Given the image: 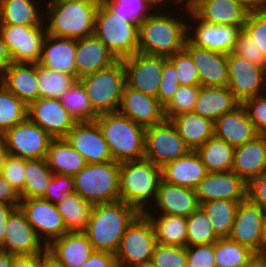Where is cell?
Returning a JSON list of instances; mask_svg holds the SVG:
<instances>
[{"mask_svg": "<svg viewBox=\"0 0 266 267\" xmlns=\"http://www.w3.org/2000/svg\"><path fill=\"white\" fill-rule=\"evenodd\" d=\"M89 97L93 113L98 116L118 112L126 84L122 60L78 79Z\"/></svg>", "mask_w": 266, "mask_h": 267, "instance_id": "7", "label": "cell"}, {"mask_svg": "<svg viewBox=\"0 0 266 267\" xmlns=\"http://www.w3.org/2000/svg\"><path fill=\"white\" fill-rule=\"evenodd\" d=\"M161 76V84L157 99L163 106H165L180 86L177 79V71L174 65L166 57H163V69Z\"/></svg>", "mask_w": 266, "mask_h": 267, "instance_id": "53", "label": "cell"}, {"mask_svg": "<svg viewBox=\"0 0 266 267\" xmlns=\"http://www.w3.org/2000/svg\"><path fill=\"white\" fill-rule=\"evenodd\" d=\"M116 61L95 34L76 39L77 80L85 75L105 69Z\"/></svg>", "mask_w": 266, "mask_h": 267, "instance_id": "27", "label": "cell"}, {"mask_svg": "<svg viewBox=\"0 0 266 267\" xmlns=\"http://www.w3.org/2000/svg\"><path fill=\"white\" fill-rule=\"evenodd\" d=\"M242 3L250 11L266 8V0H235Z\"/></svg>", "mask_w": 266, "mask_h": 267, "instance_id": "66", "label": "cell"}, {"mask_svg": "<svg viewBox=\"0 0 266 267\" xmlns=\"http://www.w3.org/2000/svg\"><path fill=\"white\" fill-rule=\"evenodd\" d=\"M39 98L61 99L78 80L69 74L50 70L37 63Z\"/></svg>", "mask_w": 266, "mask_h": 267, "instance_id": "42", "label": "cell"}, {"mask_svg": "<svg viewBox=\"0 0 266 267\" xmlns=\"http://www.w3.org/2000/svg\"><path fill=\"white\" fill-rule=\"evenodd\" d=\"M5 233V241L0 246L1 252L37 256L46 248L19 207L8 218Z\"/></svg>", "mask_w": 266, "mask_h": 267, "instance_id": "20", "label": "cell"}, {"mask_svg": "<svg viewBox=\"0 0 266 267\" xmlns=\"http://www.w3.org/2000/svg\"><path fill=\"white\" fill-rule=\"evenodd\" d=\"M266 264V256L256 254L250 261L238 267H263Z\"/></svg>", "mask_w": 266, "mask_h": 267, "instance_id": "67", "label": "cell"}, {"mask_svg": "<svg viewBox=\"0 0 266 267\" xmlns=\"http://www.w3.org/2000/svg\"><path fill=\"white\" fill-rule=\"evenodd\" d=\"M113 13L140 25L155 9L150 0H107L104 3ZM154 8V9H153Z\"/></svg>", "mask_w": 266, "mask_h": 267, "instance_id": "46", "label": "cell"}, {"mask_svg": "<svg viewBox=\"0 0 266 267\" xmlns=\"http://www.w3.org/2000/svg\"><path fill=\"white\" fill-rule=\"evenodd\" d=\"M167 59L174 65L180 85L200 86L198 70L194 66L190 54L185 49L167 57Z\"/></svg>", "mask_w": 266, "mask_h": 267, "instance_id": "49", "label": "cell"}, {"mask_svg": "<svg viewBox=\"0 0 266 267\" xmlns=\"http://www.w3.org/2000/svg\"><path fill=\"white\" fill-rule=\"evenodd\" d=\"M118 112L145 128L161 123L166 119L164 106L157 98L145 95L126 84L123 88Z\"/></svg>", "mask_w": 266, "mask_h": 267, "instance_id": "23", "label": "cell"}, {"mask_svg": "<svg viewBox=\"0 0 266 267\" xmlns=\"http://www.w3.org/2000/svg\"><path fill=\"white\" fill-rule=\"evenodd\" d=\"M46 4L47 34L74 39L94 34L99 4L90 0H49Z\"/></svg>", "mask_w": 266, "mask_h": 267, "instance_id": "2", "label": "cell"}, {"mask_svg": "<svg viewBox=\"0 0 266 267\" xmlns=\"http://www.w3.org/2000/svg\"><path fill=\"white\" fill-rule=\"evenodd\" d=\"M19 208L46 247L67 233L62 216L52 202L43 198L21 199Z\"/></svg>", "mask_w": 266, "mask_h": 267, "instance_id": "15", "label": "cell"}, {"mask_svg": "<svg viewBox=\"0 0 266 267\" xmlns=\"http://www.w3.org/2000/svg\"><path fill=\"white\" fill-rule=\"evenodd\" d=\"M27 117L53 139L65 138L77 122L61 99L38 98L28 105Z\"/></svg>", "mask_w": 266, "mask_h": 267, "instance_id": "18", "label": "cell"}, {"mask_svg": "<svg viewBox=\"0 0 266 267\" xmlns=\"http://www.w3.org/2000/svg\"><path fill=\"white\" fill-rule=\"evenodd\" d=\"M200 203L224 199L243 201L247 198V183L235 172H208L194 189Z\"/></svg>", "mask_w": 266, "mask_h": 267, "instance_id": "21", "label": "cell"}, {"mask_svg": "<svg viewBox=\"0 0 266 267\" xmlns=\"http://www.w3.org/2000/svg\"><path fill=\"white\" fill-rule=\"evenodd\" d=\"M199 90L200 86L180 85L170 101L164 106L165 118L170 120L178 114L193 112Z\"/></svg>", "mask_w": 266, "mask_h": 267, "instance_id": "48", "label": "cell"}, {"mask_svg": "<svg viewBox=\"0 0 266 267\" xmlns=\"http://www.w3.org/2000/svg\"><path fill=\"white\" fill-rule=\"evenodd\" d=\"M149 218L155 233L156 243L187 247V218L177 215L160 214L158 217L144 212Z\"/></svg>", "mask_w": 266, "mask_h": 267, "instance_id": "36", "label": "cell"}, {"mask_svg": "<svg viewBox=\"0 0 266 267\" xmlns=\"http://www.w3.org/2000/svg\"><path fill=\"white\" fill-rule=\"evenodd\" d=\"M139 267H158V266L154 265L152 262H148V263L141 265Z\"/></svg>", "mask_w": 266, "mask_h": 267, "instance_id": "71", "label": "cell"}, {"mask_svg": "<svg viewBox=\"0 0 266 267\" xmlns=\"http://www.w3.org/2000/svg\"><path fill=\"white\" fill-rule=\"evenodd\" d=\"M239 202L217 199L199 204V208L209 218L213 230L219 238L230 236Z\"/></svg>", "mask_w": 266, "mask_h": 267, "instance_id": "39", "label": "cell"}, {"mask_svg": "<svg viewBox=\"0 0 266 267\" xmlns=\"http://www.w3.org/2000/svg\"><path fill=\"white\" fill-rule=\"evenodd\" d=\"M46 248L65 267H80L95 251L84 232H67Z\"/></svg>", "mask_w": 266, "mask_h": 267, "instance_id": "32", "label": "cell"}, {"mask_svg": "<svg viewBox=\"0 0 266 267\" xmlns=\"http://www.w3.org/2000/svg\"><path fill=\"white\" fill-rule=\"evenodd\" d=\"M12 63L10 54L7 47L0 35V77L3 75L4 70Z\"/></svg>", "mask_w": 266, "mask_h": 267, "instance_id": "64", "label": "cell"}, {"mask_svg": "<svg viewBox=\"0 0 266 267\" xmlns=\"http://www.w3.org/2000/svg\"><path fill=\"white\" fill-rule=\"evenodd\" d=\"M214 135L238 147L258 136L245 107L240 104L214 122Z\"/></svg>", "mask_w": 266, "mask_h": 267, "instance_id": "29", "label": "cell"}, {"mask_svg": "<svg viewBox=\"0 0 266 267\" xmlns=\"http://www.w3.org/2000/svg\"><path fill=\"white\" fill-rule=\"evenodd\" d=\"M25 184L19 193L21 199L43 198L47 186L53 177V172L45 159H25Z\"/></svg>", "mask_w": 266, "mask_h": 267, "instance_id": "41", "label": "cell"}, {"mask_svg": "<svg viewBox=\"0 0 266 267\" xmlns=\"http://www.w3.org/2000/svg\"><path fill=\"white\" fill-rule=\"evenodd\" d=\"M184 49L190 54L198 70L200 86H228L227 54L196 47L188 40Z\"/></svg>", "mask_w": 266, "mask_h": 267, "instance_id": "24", "label": "cell"}, {"mask_svg": "<svg viewBox=\"0 0 266 267\" xmlns=\"http://www.w3.org/2000/svg\"><path fill=\"white\" fill-rule=\"evenodd\" d=\"M266 211L248 198L239 202L230 240L262 255L263 220Z\"/></svg>", "mask_w": 266, "mask_h": 267, "instance_id": "16", "label": "cell"}, {"mask_svg": "<svg viewBox=\"0 0 266 267\" xmlns=\"http://www.w3.org/2000/svg\"><path fill=\"white\" fill-rule=\"evenodd\" d=\"M0 35L12 63H38L47 35L43 22L40 26L0 25Z\"/></svg>", "mask_w": 266, "mask_h": 267, "instance_id": "10", "label": "cell"}, {"mask_svg": "<svg viewBox=\"0 0 266 267\" xmlns=\"http://www.w3.org/2000/svg\"><path fill=\"white\" fill-rule=\"evenodd\" d=\"M139 214L122 200L93 205L84 233L95 251L116 254L127 227Z\"/></svg>", "mask_w": 266, "mask_h": 267, "instance_id": "1", "label": "cell"}, {"mask_svg": "<svg viewBox=\"0 0 266 267\" xmlns=\"http://www.w3.org/2000/svg\"><path fill=\"white\" fill-rule=\"evenodd\" d=\"M190 150L170 120L165 119L146 128L144 158L155 165L162 167L186 155Z\"/></svg>", "mask_w": 266, "mask_h": 267, "instance_id": "11", "label": "cell"}, {"mask_svg": "<svg viewBox=\"0 0 266 267\" xmlns=\"http://www.w3.org/2000/svg\"><path fill=\"white\" fill-rule=\"evenodd\" d=\"M90 1H93L97 4H104L107 0H90Z\"/></svg>", "mask_w": 266, "mask_h": 267, "instance_id": "72", "label": "cell"}, {"mask_svg": "<svg viewBox=\"0 0 266 267\" xmlns=\"http://www.w3.org/2000/svg\"><path fill=\"white\" fill-rule=\"evenodd\" d=\"M65 139L83 156L86 164L113 160L109 146L95 120L77 121Z\"/></svg>", "mask_w": 266, "mask_h": 267, "instance_id": "19", "label": "cell"}, {"mask_svg": "<svg viewBox=\"0 0 266 267\" xmlns=\"http://www.w3.org/2000/svg\"><path fill=\"white\" fill-rule=\"evenodd\" d=\"M234 147L227 141L213 135L195 151L207 172L232 171Z\"/></svg>", "mask_w": 266, "mask_h": 267, "instance_id": "38", "label": "cell"}, {"mask_svg": "<svg viewBox=\"0 0 266 267\" xmlns=\"http://www.w3.org/2000/svg\"><path fill=\"white\" fill-rule=\"evenodd\" d=\"M94 34L116 60H124L138 52L139 25L125 21L105 4H99Z\"/></svg>", "mask_w": 266, "mask_h": 267, "instance_id": "8", "label": "cell"}, {"mask_svg": "<svg viewBox=\"0 0 266 267\" xmlns=\"http://www.w3.org/2000/svg\"><path fill=\"white\" fill-rule=\"evenodd\" d=\"M63 106L76 121H92L97 117L85 89L79 81L62 96Z\"/></svg>", "mask_w": 266, "mask_h": 267, "instance_id": "45", "label": "cell"}, {"mask_svg": "<svg viewBox=\"0 0 266 267\" xmlns=\"http://www.w3.org/2000/svg\"><path fill=\"white\" fill-rule=\"evenodd\" d=\"M156 244L149 218L140 213L127 227L115 254L118 267H139L151 262Z\"/></svg>", "mask_w": 266, "mask_h": 267, "instance_id": "9", "label": "cell"}, {"mask_svg": "<svg viewBox=\"0 0 266 267\" xmlns=\"http://www.w3.org/2000/svg\"><path fill=\"white\" fill-rule=\"evenodd\" d=\"M156 209L164 215L189 217L199 208L194 189L168 184L160 180L155 200Z\"/></svg>", "mask_w": 266, "mask_h": 267, "instance_id": "30", "label": "cell"}, {"mask_svg": "<svg viewBox=\"0 0 266 267\" xmlns=\"http://www.w3.org/2000/svg\"><path fill=\"white\" fill-rule=\"evenodd\" d=\"M76 39L46 35L38 65L69 74L77 79Z\"/></svg>", "mask_w": 266, "mask_h": 267, "instance_id": "25", "label": "cell"}, {"mask_svg": "<svg viewBox=\"0 0 266 267\" xmlns=\"http://www.w3.org/2000/svg\"><path fill=\"white\" fill-rule=\"evenodd\" d=\"M161 180V167L150 160L126 161L120 163L119 194L120 200L144 213L147 203L156 200ZM146 207V208H145Z\"/></svg>", "mask_w": 266, "mask_h": 267, "instance_id": "5", "label": "cell"}, {"mask_svg": "<svg viewBox=\"0 0 266 267\" xmlns=\"http://www.w3.org/2000/svg\"><path fill=\"white\" fill-rule=\"evenodd\" d=\"M28 106L0 82V133L27 118Z\"/></svg>", "mask_w": 266, "mask_h": 267, "instance_id": "44", "label": "cell"}, {"mask_svg": "<svg viewBox=\"0 0 266 267\" xmlns=\"http://www.w3.org/2000/svg\"><path fill=\"white\" fill-rule=\"evenodd\" d=\"M20 194L0 175V203L20 205Z\"/></svg>", "mask_w": 266, "mask_h": 267, "instance_id": "60", "label": "cell"}, {"mask_svg": "<svg viewBox=\"0 0 266 267\" xmlns=\"http://www.w3.org/2000/svg\"><path fill=\"white\" fill-rule=\"evenodd\" d=\"M151 262L158 267H186V247L157 243L152 254Z\"/></svg>", "mask_w": 266, "mask_h": 267, "instance_id": "50", "label": "cell"}, {"mask_svg": "<svg viewBox=\"0 0 266 267\" xmlns=\"http://www.w3.org/2000/svg\"><path fill=\"white\" fill-rule=\"evenodd\" d=\"M262 255L266 256V214L263 220V235H262Z\"/></svg>", "mask_w": 266, "mask_h": 267, "instance_id": "70", "label": "cell"}, {"mask_svg": "<svg viewBox=\"0 0 266 267\" xmlns=\"http://www.w3.org/2000/svg\"><path fill=\"white\" fill-rule=\"evenodd\" d=\"M55 174L76 175L85 165L83 156L65 138L52 139L45 158Z\"/></svg>", "mask_w": 266, "mask_h": 267, "instance_id": "35", "label": "cell"}, {"mask_svg": "<svg viewBox=\"0 0 266 267\" xmlns=\"http://www.w3.org/2000/svg\"><path fill=\"white\" fill-rule=\"evenodd\" d=\"M38 267H65L47 248L37 255Z\"/></svg>", "mask_w": 266, "mask_h": 267, "instance_id": "62", "label": "cell"}, {"mask_svg": "<svg viewBox=\"0 0 266 267\" xmlns=\"http://www.w3.org/2000/svg\"><path fill=\"white\" fill-rule=\"evenodd\" d=\"M239 105L240 103L235 99L228 86H200L193 112L215 122Z\"/></svg>", "mask_w": 266, "mask_h": 267, "instance_id": "33", "label": "cell"}, {"mask_svg": "<svg viewBox=\"0 0 266 267\" xmlns=\"http://www.w3.org/2000/svg\"><path fill=\"white\" fill-rule=\"evenodd\" d=\"M231 53L266 68V58L257 47V44L243 30L240 31Z\"/></svg>", "mask_w": 266, "mask_h": 267, "instance_id": "52", "label": "cell"}, {"mask_svg": "<svg viewBox=\"0 0 266 267\" xmlns=\"http://www.w3.org/2000/svg\"><path fill=\"white\" fill-rule=\"evenodd\" d=\"M19 206L0 203V246L5 241L6 225L11 213Z\"/></svg>", "mask_w": 266, "mask_h": 267, "instance_id": "61", "label": "cell"}, {"mask_svg": "<svg viewBox=\"0 0 266 267\" xmlns=\"http://www.w3.org/2000/svg\"><path fill=\"white\" fill-rule=\"evenodd\" d=\"M122 62L126 85L145 95L157 98L161 84L163 56L137 52Z\"/></svg>", "mask_w": 266, "mask_h": 267, "instance_id": "14", "label": "cell"}, {"mask_svg": "<svg viewBox=\"0 0 266 267\" xmlns=\"http://www.w3.org/2000/svg\"><path fill=\"white\" fill-rule=\"evenodd\" d=\"M80 267H118L115 254L94 251Z\"/></svg>", "mask_w": 266, "mask_h": 267, "instance_id": "59", "label": "cell"}, {"mask_svg": "<svg viewBox=\"0 0 266 267\" xmlns=\"http://www.w3.org/2000/svg\"><path fill=\"white\" fill-rule=\"evenodd\" d=\"M11 267H38L37 256L13 255Z\"/></svg>", "mask_w": 266, "mask_h": 267, "instance_id": "63", "label": "cell"}, {"mask_svg": "<svg viewBox=\"0 0 266 267\" xmlns=\"http://www.w3.org/2000/svg\"><path fill=\"white\" fill-rule=\"evenodd\" d=\"M207 170L195 150L161 167V180L176 186L195 189Z\"/></svg>", "mask_w": 266, "mask_h": 267, "instance_id": "26", "label": "cell"}, {"mask_svg": "<svg viewBox=\"0 0 266 267\" xmlns=\"http://www.w3.org/2000/svg\"><path fill=\"white\" fill-rule=\"evenodd\" d=\"M186 267H216L214 261V243L187 246Z\"/></svg>", "mask_w": 266, "mask_h": 267, "instance_id": "57", "label": "cell"}, {"mask_svg": "<svg viewBox=\"0 0 266 267\" xmlns=\"http://www.w3.org/2000/svg\"><path fill=\"white\" fill-rule=\"evenodd\" d=\"M256 253L229 238H219L214 242L216 267H238L250 261Z\"/></svg>", "mask_w": 266, "mask_h": 267, "instance_id": "43", "label": "cell"}, {"mask_svg": "<svg viewBox=\"0 0 266 267\" xmlns=\"http://www.w3.org/2000/svg\"><path fill=\"white\" fill-rule=\"evenodd\" d=\"M247 198L266 211V171L247 183Z\"/></svg>", "mask_w": 266, "mask_h": 267, "instance_id": "58", "label": "cell"}, {"mask_svg": "<svg viewBox=\"0 0 266 267\" xmlns=\"http://www.w3.org/2000/svg\"><path fill=\"white\" fill-rule=\"evenodd\" d=\"M186 15H190L198 23L196 26L188 24V38L187 40L194 46L199 48H205L210 51H216L223 54H229L232 52L234 45L237 41V37L242 30L239 27H233L228 25H214L206 23L200 20L189 8L184 6ZM194 29V30H192ZM192 30V31H191ZM192 32V34H191ZM191 34V35H190Z\"/></svg>", "mask_w": 266, "mask_h": 267, "instance_id": "17", "label": "cell"}, {"mask_svg": "<svg viewBox=\"0 0 266 267\" xmlns=\"http://www.w3.org/2000/svg\"><path fill=\"white\" fill-rule=\"evenodd\" d=\"M9 155L45 159L52 137L28 117L4 133Z\"/></svg>", "mask_w": 266, "mask_h": 267, "instance_id": "12", "label": "cell"}, {"mask_svg": "<svg viewBox=\"0 0 266 267\" xmlns=\"http://www.w3.org/2000/svg\"><path fill=\"white\" fill-rule=\"evenodd\" d=\"M34 0H0V25L40 26L44 14Z\"/></svg>", "mask_w": 266, "mask_h": 267, "instance_id": "37", "label": "cell"}, {"mask_svg": "<svg viewBox=\"0 0 266 267\" xmlns=\"http://www.w3.org/2000/svg\"><path fill=\"white\" fill-rule=\"evenodd\" d=\"M8 155L4 134L0 133V175H2Z\"/></svg>", "mask_w": 266, "mask_h": 267, "instance_id": "65", "label": "cell"}, {"mask_svg": "<svg viewBox=\"0 0 266 267\" xmlns=\"http://www.w3.org/2000/svg\"><path fill=\"white\" fill-rule=\"evenodd\" d=\"M150 1L156 6V8L157 7L159 8L162 4L164 5V2H166V0H150ZM168 1L170 3H171V1H173L174 3H176V6H177V4L178 5L181 4L180 6H182L184 4H185L184 6H189V0H168Z\"/></svg>", "mask_w": 266, "mask_h": 267, "instance_id": "69", "label": "cell"}, {"mask_svg": "<svg viewBox=\"0 0 266 267\" xmlns=\"http://www.w3.org/2000/svg\"><path fill=\"white\" fill-rule=\"evenodd\" d=\"M232 171L246 183L266 171V136L258 135L245 144L235 147Z\"/></svg>", "mask_w": 266, "mask_h": 267, "instance_id": "28", "label": "cell"}, {"mask_svg": "<svg viewBox=\"0 0 266 267\" xmlns=\"http://www.w3.org/2000/svg\"><path fill=\"white\" fill-rule=\"evenodd\" d=\"M73 192V176L53 173V177L47 186V192L43 199L56 205Z\"/></svg>", "mask_w": 266, "mask_h": 267, "instance_id": "54", "label": "cell"}, {"mask_svg": "<svg viewBox=\"0 0 266 267\" xmlns=\"http://www.w3.org/2000/svg\"><path fill=\"white\" fill-rule=\"evenodd\" d=\"M13 254L0 251V267H11Z\"/></svg>", "mask_w": 266, "mask_h": 267, "instance_id": "68", "label": "cell"}, {"mask_svg": "<svg viewBox=\"0 0 266 267\" xmlns=\"http://www.w3.org/2000/svg\"><path fill=\"white\" fill-rule=\"evenodd\" d=\"M190 10L202 21L243 28L250 10L235 0H189Z\"/></svg>", "mask_w": 266, "mask_h": 267, "instance_id": "22", "label": "cell"}, {"mask_svg": "<svg viewBox=\"0 0 266 267\" xmlns=\"http://www.w3.org/2000/svg\"><path fill=\"white\" fill-rule=\"evenodd\" d=\"M170 121L191 150H196L214 135V122L194 112L178 114Z\"/></svg>", "mask_w": 266, "mask_h": 267, "instance_id": "34", "label": "cell"}, {"mask_svg": "<svg viewBox=\"0 0 266 267\" xmlns=\"http://www.w3.org/2000/svg\"><path fill=\"white\" fill-rule=\"evenodd\" d=\"M95 121L114 161L122 163L145 157V127L119 112L98 115Z\"/></svg>", "mask_w": 266, "mask_h": 267, "instance_id": "4", "label": "cell"}, {"mask_svg": "<svg viewBox=\"0 0 266 267\" xmlns=\"http://www.w3.org/2000/svg\"><path fill=\"white\" fill-rule=\"evenodd\" d=\"M67 232H84L93 205L76 192L56 204Z\"/></svg>", "mask_w": 266, "mask_h": 267, "instance_id": "40", "label": "cell"}, {"mask_svg": "<svg viewBox=\"0 0 266 267\" xmlns=\"http://www.w3.org/2000/svg\"><path fill=\"white\" fill-rule=\"evenodd\" d=\"M0 82L27 106L39 98L37 63H11Z\"/></svg>", "mask_w": 266, "mask_h": 267, "instance_id": "31", "label": "cell"}, {"mask_svg": "<svg viewBox=\"0 0 266 267\" xmlns=\"http://www.w3.org/2000/svg\"><path fill=\"white\" fill-rule=\"evenodd\" d=\"M218 239L209 218L200 208L187 217V246L210 244Z\"/></svg>", "mask_w": 266, "mask_h": 267, "instance_id": "47", "label": "cell"}, {"mask_svg": "<svg viewBox=\"0 0 266 267\" xmlns=\"http://www.w3.org/2000/svg\"><path fill=\"white\" fill-rule=\"evenodd\" d=\"M227 65L228 88L240 104L264 94L263 92L266 91V68L232 53L227 54Z\"/></svg>", "mask_w": 266, "mask_h": 267, "instance_id": "13", "label": "cell"}, {"mask_svg": "<svg viewBox=\"0 0 266 267\" xmlns=\"http://www.w3.org/2000/svg\"><path fill=\"white\" fill-rule=\"evenodd\" d=\"M167 13L153 12L139 25L138 52L169 57L184 49L188 24Z\"/></svg>", "mask_w": 266, "mask_h": 267, "instance_id": "3", "label": "cell"}, {"mask_svg": "<svg viewBox=\"0 0 266 267\" xmlns=\"http://www.w3.org/2000/svg\"><path fill=\"white\" fill-rule=\"evenodd\" d=\"M258 135L266 136V93L246 100L242 104Z\"/></svg>", "mask_w": 266, "mask_h": 267, "instance_id": "55", "label": "cell"}, {"mask_svg": "<svg viewBox=\"0 0 266 267\" xmlns=\"http://www.w3.org/2000/svg\"><path fill=\"white\" fill-rule=\"evenodd\" d=\"M242 30L252 38L266 58V8L250 11Z\"/></svg>", "mask_w": 266, "mask_h": 267, "instance_id": "51", "label": "cell"}, {"mask_svg": "<svg viewBox=\"0 0 266 267\" xmlns=\"http://www.w3.org/2000/svg\"><path fill=\"white\" fill-rule=\"evenodd\" d=\"M25 159L8 155L2 176L11 184L18 193L24 189L25 184Z\"/></svg>", "mask_w": 266, "mask_h": 267, "instance_id": "56", "label": "cell"}, {"mask_svg": "<svg viewBox=\"0 0 266 267\" xmlns=\"http://www.w3.org/2000/svg\"><path fill=\"white\" fill-rule=\"evenodd\" d=\"M119 178V162L86 164L73 176L74 192L92 205L119 201Z\"/></svg>", "mask_w": 266, "mask_h": 267, "instance_id": "6", "label": "cell"}]
</instances>
